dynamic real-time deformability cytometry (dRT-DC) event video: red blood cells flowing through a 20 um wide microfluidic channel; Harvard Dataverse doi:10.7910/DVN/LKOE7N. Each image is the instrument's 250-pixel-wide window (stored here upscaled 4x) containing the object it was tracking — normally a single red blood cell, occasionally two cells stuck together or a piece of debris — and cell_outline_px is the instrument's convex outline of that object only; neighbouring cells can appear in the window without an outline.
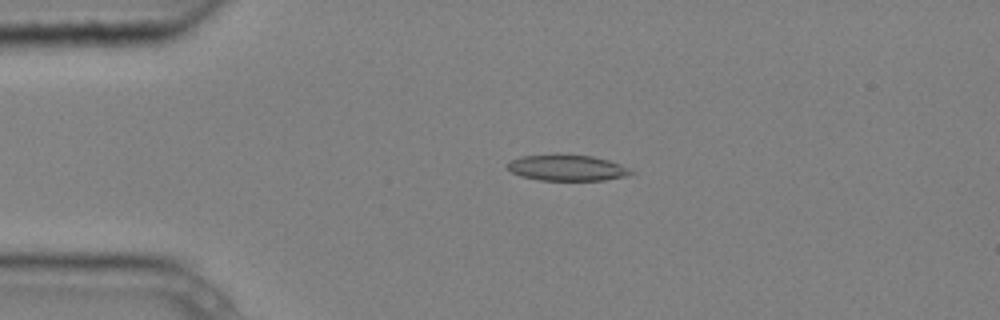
{"species": "common noctule bat (a hibernating species)", "species_latin": "Nyctalus noctula", "temperature_condition": "cold", "stored_images_in_passage": 3, "camera_frame_rate_fps": 3000, "um_per_image_px": 0.085, "animal": {"sex": "male", "body_mass_g": 20.4}, "frame": {"image": 1, "passage_image": 2, "time_ms": 0.333, "image_size_px": [1000, 320], "cell_outline_px": [[636, 172], [624, 176], [604, 180], [540, 180], [520, 176], [512, 172], [504, 164], [520, 156], [556, 152], [592, 156], [608, 160], [620, 164]], "centroid_in_image_um": [48.14, 14.23], "position_along_channel_um": 36.9, "area_um2": 19.19}}